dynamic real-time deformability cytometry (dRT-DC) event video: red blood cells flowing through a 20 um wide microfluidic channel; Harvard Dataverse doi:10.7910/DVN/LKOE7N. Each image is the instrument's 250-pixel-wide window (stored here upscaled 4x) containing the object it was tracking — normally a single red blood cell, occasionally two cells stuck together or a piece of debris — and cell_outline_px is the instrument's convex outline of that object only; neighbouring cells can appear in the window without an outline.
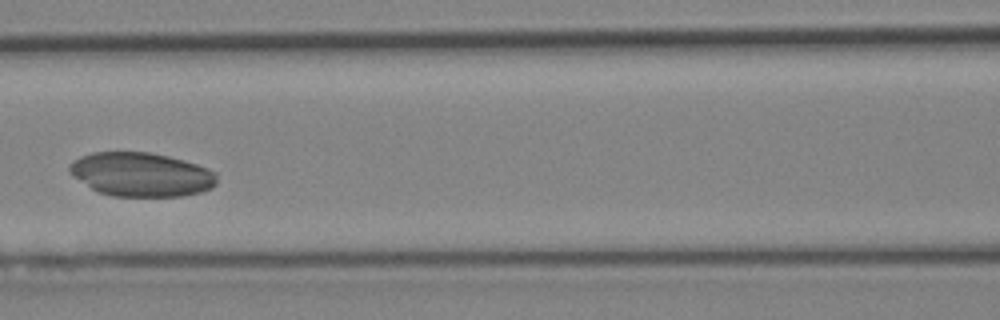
{"species": "Egyptian fruit bat (a non-hibernating species)", "species_latin": "Rousettus aegyptiacus", "temperature_condition": "cold", "stored_images_in_passage": 33, "camera_frame_rate_fps": 3000, "um_per_image_px": 0.085, "animal": {"sex": "female"}, "frame": {"image": 1, "passage_image": 8, "time_ms": 2.333, "image_size_px": [1000, 320], "cell_outline_px": [[216, 184], [212, 188], [200, 192], [180, 196], [112, 196], [100, 192], [92, 188], [72, 176], [68, 172], [68, 164], [72, 160], [80, 156], [92, 152], [152, 152], [184, 160], [208, 168], [216, 172]], "centroid_in_image_um": [11.98, 14.82], "position_along_channel_um": 154.6, "area_um2": 37.92}}
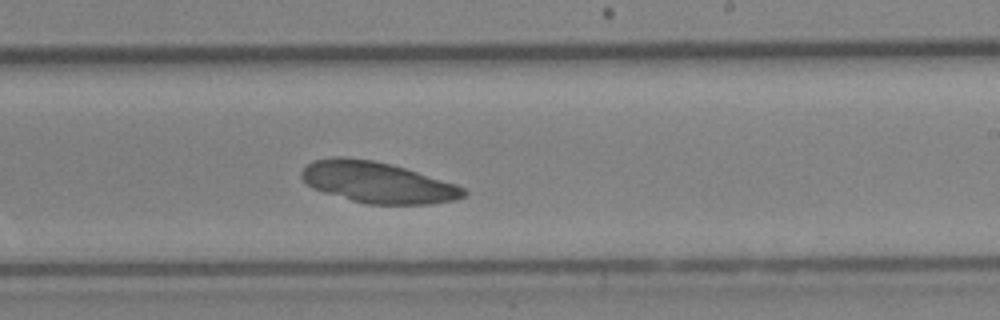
{"frame": {"image": 2, "passage_image": 15, "time_ms": 4.667, "image_size_px": [1000, 320], "cell_outline_px": [[468, 192], [464, 196], [456, 200], [432, 204], [364, 204], [324, 192], [312, 188], [300, 176], [300, 172], [312, 160], [336, 156], [340, 156], [372, 160], [404, 168], [456, 184], [464, 188]], "centroid_in_image_um": [32.08, 15.51], "position_along_channel_um": 256.9, "area_um2": 38.67}}